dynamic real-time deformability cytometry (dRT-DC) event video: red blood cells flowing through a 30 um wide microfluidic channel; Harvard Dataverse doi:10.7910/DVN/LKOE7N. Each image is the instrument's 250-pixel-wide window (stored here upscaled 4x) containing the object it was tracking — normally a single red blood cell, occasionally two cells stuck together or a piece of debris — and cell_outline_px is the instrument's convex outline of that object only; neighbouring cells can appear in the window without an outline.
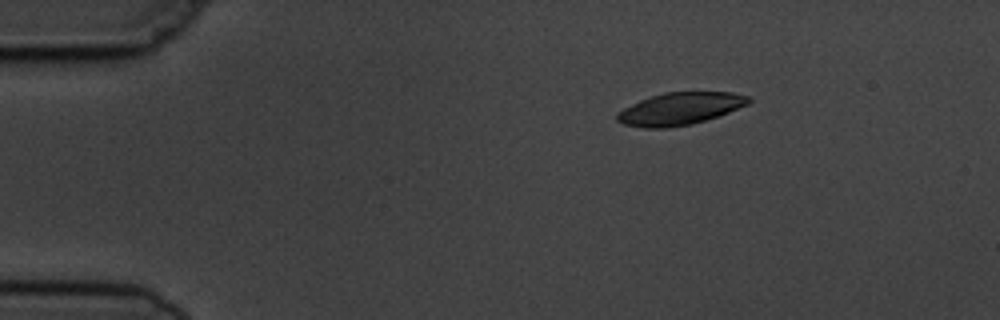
{"species": "common noctule bat (a hibernating species)", "species_latin": "Nyctalus noctula", "temperature_condition": "cold", "stored_images_in_passage": 4, "camera_frame_rate_fps": 3000, "um_per_image_px": 0.085, "animal": {"sex": "male", "body_mass_g": 19.5, "forearm_length_mm": 54.6}, "frame": {"image": 1, "passage_image": 2, "time_ms": 2.0, "image_size_px": [1000, 320], "cell_outline_px": [[752, 100], [748, 104], [728, 112], [692, 124], [664, 128], [644, 128], [624, 124], [616, 120], [616, 112], [640, 100], [664, 92], [732, 92], [748, 96]], "centroid_in_image_um": [57.77, 9.24], "position_along_channel_um": 27.2, "area_um2": 24.57}}